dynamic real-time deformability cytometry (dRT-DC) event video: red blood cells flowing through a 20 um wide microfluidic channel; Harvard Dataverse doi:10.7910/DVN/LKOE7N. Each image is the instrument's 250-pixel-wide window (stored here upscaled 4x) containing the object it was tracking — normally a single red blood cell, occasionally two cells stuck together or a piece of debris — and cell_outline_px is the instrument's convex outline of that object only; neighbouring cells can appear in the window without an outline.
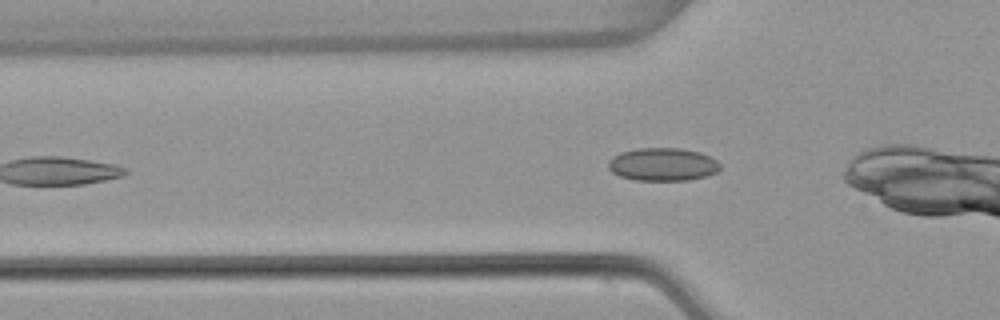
{"species": "common noctule bat (a hibernating species)", "species_latin": "Nyctalus noctula", "temperature_condition": "warm", "stored_images_in_passage": 34, "camera_frame_rate_fps": 3000, "um_per_image_px": 0.085, "animal": {"sex": "female", "body_mass_g": 22.7, "forearm_length_mm": 54.2}, "frame": {"image": 1, "passage_image": 2, "time_ms": 0.333, "image_size_px": [1000, 320], "cell_outline_px": [[720, 168], [716, 172], [708, 176], [688, 180], [636, 180], [620, 176], [612, 172], [608, 168], [608, 160], [612, 156], [620, 152], [640, 148], [680, 148], [700, 152], [716, 160], [720, 164]], "centroid_in_image_um": [56.32, 13.97], "position_along_channel_um": 69.5, "area_um2": 21.56}}
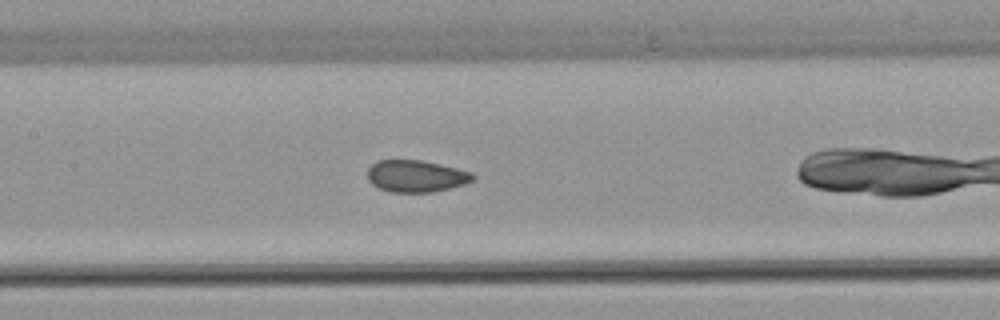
{"frame": {"image": 2, "passage_image": 10, "time_ms": 3.0, "image_size_px": [1000, 320], "cell_outline_px": [[476, 176], [472, 180], [464, 184], [432, 192], [388, 192], [372, 184], [368, 180], [368, 168], [372, 164], [380, 160], [420, 160], [456, 168], [472, 172]], "centroid_in_image_um": [35.35, 14.97], "position_along_channel_um": 172.1, "area_um2": 19.42}}
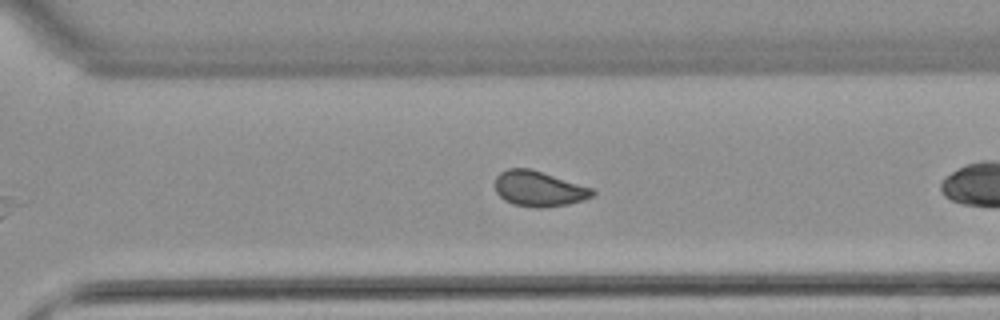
{"frame": {"image": 3, "passage_image": 22, "time_ms": 7.0, "image_size_px": [1000, 320], "cell_outline_px": [[596, 192], [592, 196], [584, 200], [568, 204], [544, 208], [540, 208], [512, 204], [504, 200], [496, 192], [496, 176], [500, 172], [508, 168], [528, 168], [592, 188]], "centroid_in_image_um": [45.79, 16.05], "position_along_channel_um": 324.8, "area_um2": 19.88}}